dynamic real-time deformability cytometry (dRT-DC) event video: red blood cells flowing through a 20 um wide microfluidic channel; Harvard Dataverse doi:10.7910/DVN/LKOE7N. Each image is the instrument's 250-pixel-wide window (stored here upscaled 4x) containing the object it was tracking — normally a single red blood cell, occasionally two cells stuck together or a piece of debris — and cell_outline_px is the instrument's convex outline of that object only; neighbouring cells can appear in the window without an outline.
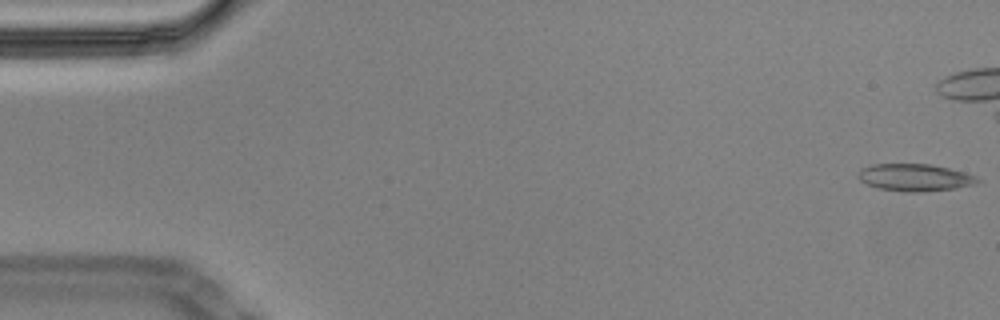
{"species": "Egyptian fruit bat (a non-hibernating species)", "species_latin": "Rousettus aegyptiacus", "temperature_condition": "cold", "stored_images_in_passage": 50, "camera_frame_rate_fps": 3000, "um_per_image_px": 0.085, "animal": {"sex": "male"}, "frame": {"image": 1, "passage_image": 1, "time_ms": 0.0, "image_size_px": [1000, 320], "cell_outline_px": [[980, 180], [976, 184], [956, 188], [920, 192], [904, 192], [876, 188], [860, 180], [856, 176], [860, 168], [872, 164], [928, 164], [948, 168], [964, 172]], "centroid_in_image_um": [77.69, 15.09], "position_along_channel_um": 7.3, "area_um2": 18.9}}
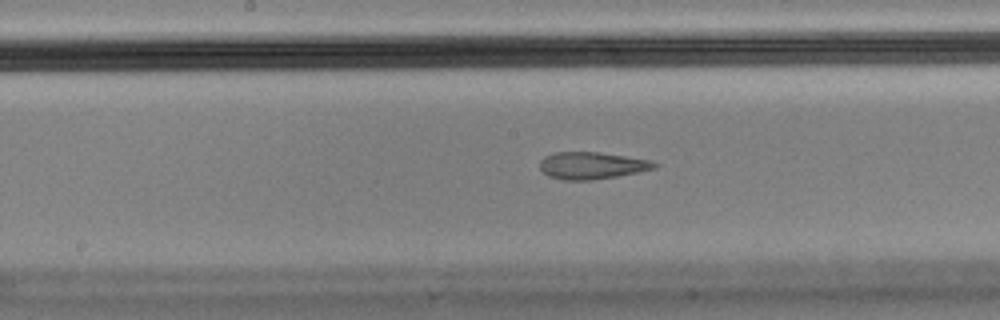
{"frame": {"image": 2, "passage_image": 29, "time_ms": 9.333, "image_size_px": [1000, 320], "cell_outline_px": [[660, 164], [656, 168], [616, 176], [588, 180], [564, 180], [548, 176], [540, 168], [540, 160], [544, 156], [556, 152], [600, 152], [648, 160]], "centroid_in_image_um": [50.27, 14.06], "position_along_channel_um": 197.9, "area_um2": 17.86}, "authors_computed_cell_mechanics": {"area_um2": 18.9584, "velocity_mm_per_s": 3.4688, "shape_relaxation_time_tau1_ms": null, "shape_relaxation_time_tau2_ms": 2.3981, "deformation_change_tau1": null, "deformation_change_tau2": 0.091}}